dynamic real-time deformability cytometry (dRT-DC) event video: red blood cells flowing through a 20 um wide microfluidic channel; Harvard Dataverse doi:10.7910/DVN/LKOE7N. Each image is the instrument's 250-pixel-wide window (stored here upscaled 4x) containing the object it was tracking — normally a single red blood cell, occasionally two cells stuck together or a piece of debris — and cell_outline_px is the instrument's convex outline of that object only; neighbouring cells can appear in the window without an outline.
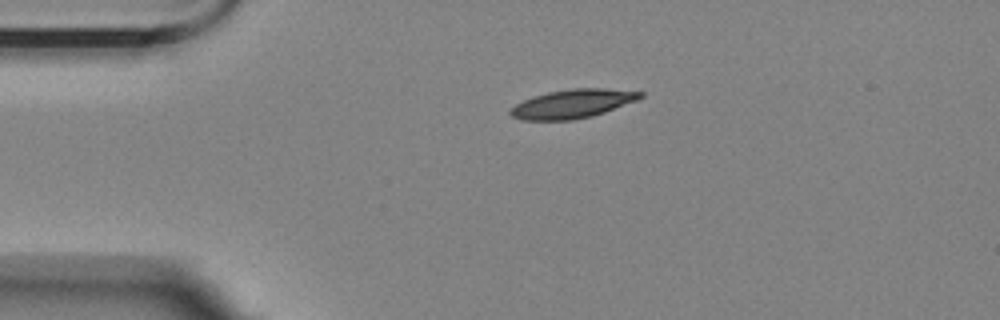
{"species": "Egyptian fruit bat (a non-hibernating species)", "species_latin": "Rousettus aegyptiacus", "temperature_condition": "room temperature", "stored_images_in_passage": 2, "camera_frame_rate_fps": 3000, "um_per_image_px": 0.085, "animal": {"sex": "female"}, "frame": {"image": 1, "passage_image": 1, "time_ms": 0.0, "image_size_px": [1000, 320], "cell_outline_px": [[644, 96], [636, 100], [604, 112], [592, 116], [572, 120], [520, 120], [512, 116], [508, 112], [508, 108], [532, 96], [548, 92], [568, 88], [604, 88], [644, 92]], "centroid_in_image_um": [48.62, 8.81], "position_along_channel_um": 36.4, "area_um2": 21.85}}